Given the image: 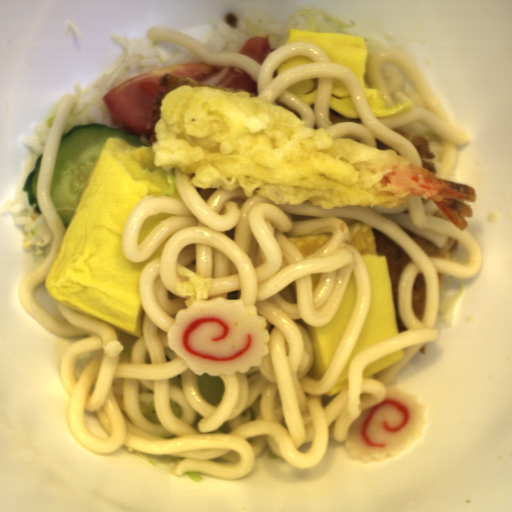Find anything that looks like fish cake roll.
Masks as SVG:
<instances>
[{"mask_svg": "<svg viewBox=\"0 0 512 512\" xmlns=\"http://www.w3.org/2000/svg\"><path fill=\"white\" fill-rule=\"evenodd\" d=\"M269 343L267 318L242 298L194 300L167 331V346L201 377L248 373L269 355Z\"/></svg>", "mask_w": 512, "mask_h": 512, "instance_id": "fish-cake-roll-1", "label": "fish cake roll"}, {"mask_svg": "<svg viewBox=\"0 0 512 512\" xmlns=\"http://www.w3.org/2000/svg\"><path fill=\"white\" fill-rule=\"evenodd\" d=\"M381 404L365 409L348 428L344 448L349 459L366 464L395 458L420 438L426 406L411 394L385 386Z\"/></svg>", "mask_w": 512, "mask_h": 512, "instance_id": "fish-cake-roll-2", "label": "fish cake roll"}]
</instances>
